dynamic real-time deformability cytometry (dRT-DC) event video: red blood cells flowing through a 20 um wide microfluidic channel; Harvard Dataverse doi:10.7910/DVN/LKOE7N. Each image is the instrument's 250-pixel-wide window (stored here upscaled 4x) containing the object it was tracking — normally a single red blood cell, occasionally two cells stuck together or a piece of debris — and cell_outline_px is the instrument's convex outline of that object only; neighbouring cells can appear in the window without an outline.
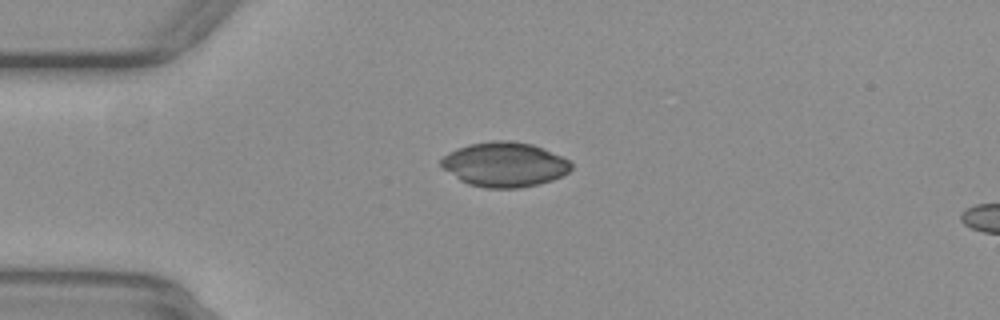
{"species": "common noctule bat (a hibernating species)", "species_latin": "Nyctalus noctula", "temperature_condition": "warm", "stored_images_in_passage": 52, "camera_frame_rate_fps": 3000, "um_per_image_px": 0.085, "animal": {"sex": "female", "body_mass_g": 29.2, "forearm_length_mm": 56.3}, "frame": {"image": 1, "passage_image": 14, "time_ms": 4.333, "image_size_px": [1000, 320], "cell_outline_px": [[572, 168], [568, 172], [552, 180], [540, 184], [520, 188], [484, 188], [468, 184], [460, 180], [444, 168], [440, 164], [440, 160], [448, 152], [468, 144], [492, 140], [512, 140], [532, 144], [560, 156], [568, 160], [572, 164]], "centroid_in_image_um": [42.87, 13.98], "position_along_channel_um": 42.1, "area_um2": 33.81}}
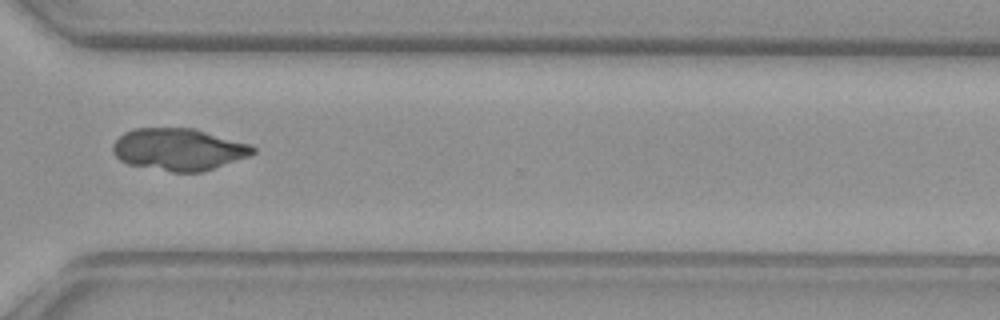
{"frame": {"image": 2, "passage_image": 40, "time_ms": 13.0, "image_size_px": [1000, 320], "cell_outline_px": [[256, 152], [248, 156], [200, 172], [172, 172], [128, 164], [120, 160], [112, 152], [112, 144], [124, 132], [132, 128], [196, 128], [248, 144], [256, 148]], "centroid_in_image_um": [15.14, 12.68], "position_along_channel_um": 355.5, "area_um2": 34.16}}
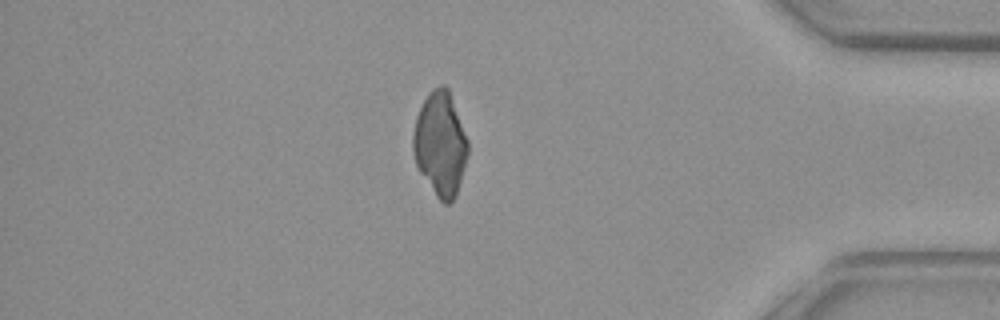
{"frame": {"image": 3, "passage_image": 46, "time_ms": 15.0, "image_size_px": [1000, 320], "cell_outline_px": [[468, 152], [456, 196], [448, 204], [444, 204], [436, 196], [420, 172], [416, 164], [412, 152], [412, 136], [416, 116], [428, 92], [432, 88], [440, 84], [444, 84], [448, 88], [468, 140]], "centroid_in_image_um": [37.4, 12.21], "position_along_channel_um": 397.8, "area_um2": 33.18}}